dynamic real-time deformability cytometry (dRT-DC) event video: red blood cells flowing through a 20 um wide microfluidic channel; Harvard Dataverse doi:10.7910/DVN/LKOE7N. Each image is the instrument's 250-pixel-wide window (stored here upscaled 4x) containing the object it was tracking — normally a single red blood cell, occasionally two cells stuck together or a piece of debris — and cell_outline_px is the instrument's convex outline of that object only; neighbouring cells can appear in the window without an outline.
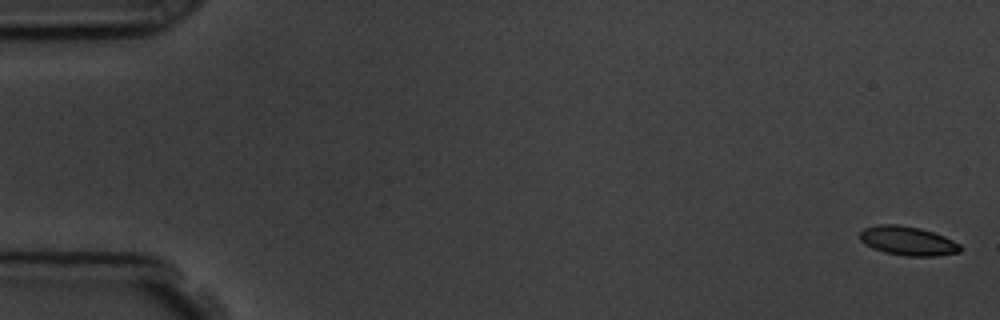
{"species": "common noctule bat (a hibernating species)", "species_latin": "Nyctalus noctula", "temperature_condition": "room temperature", "stored_images_in_passage": 9, "camera_frame_rate_fps": 3000, "um_per_image_px": 0.085, "animal": {"sex": "male", "body_mass_g": 19.5, "forearm_length_mm": 54.6}, "frame": {"image": 1, "passage_image": 1, "time_ms": 0.0, "image_size_px": [1000, 320], "cell_outline_px": [[960, 252], [936, 256], [904, 256], [884, 252], [872, 248], [864, 244], [860, 240], [860, 232], [864, 228], [880, 224], [896, 224], [920, 228], [944, 236], [960, 244]], "centroid_in_image_um": [77.13, 20.48], "position_along_channel_um": 7.9, "area_um2": 16.99}}
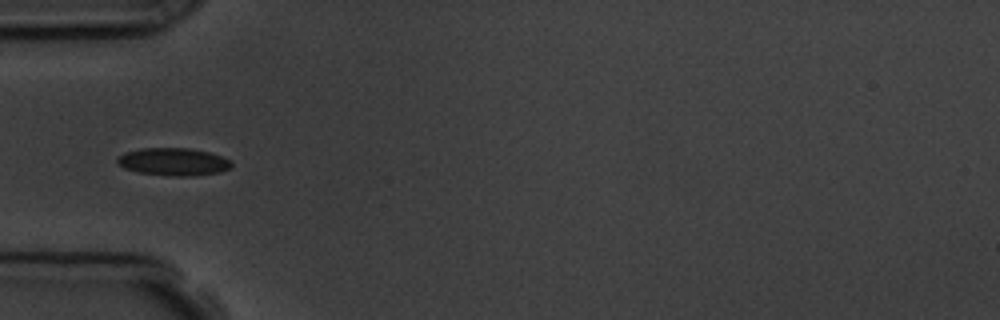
{"frame": {"image": 2, "passage_image": 6, "time_ms": 5.667, "image_size_px": [1000, 320], "cell_outline_px": [[232, 168], [220, 172], [196, 176], [172, 176], [136, 172], [124, 168], [116, 160], [124, 152], [140, 148], [188, 148], [208, 152], [220, 156], [228, 160], [232, 164]], "centroid_in_image_um": [14.74, 13.76], "position_along_channel_um": 70.3, "area_um2": 18.38}}